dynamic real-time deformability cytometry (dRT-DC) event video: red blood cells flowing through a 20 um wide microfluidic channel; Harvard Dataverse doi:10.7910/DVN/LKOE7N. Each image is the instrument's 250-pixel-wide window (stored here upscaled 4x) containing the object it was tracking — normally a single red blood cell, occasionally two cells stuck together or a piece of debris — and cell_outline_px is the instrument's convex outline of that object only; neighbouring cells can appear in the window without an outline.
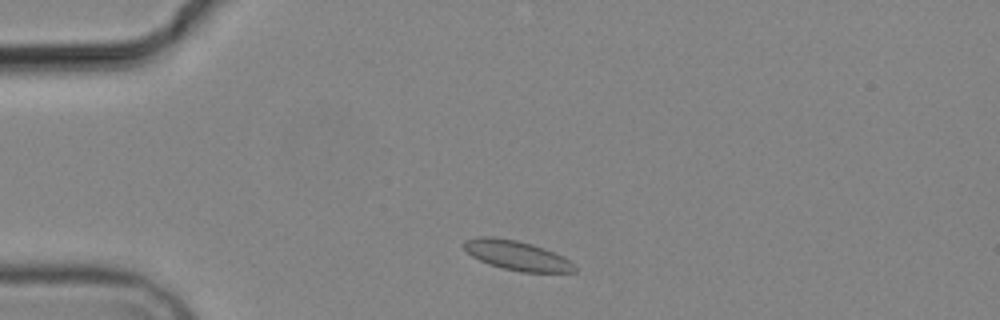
{"species": "common noctule bat (a hibernating species)", "species_latin": "Nyctalus noctula", "temperature_condition": "cold", "stored_images_in_passage": 5, "camera_frame_rate_fps": 3000, "um_per_image_px": 0.085, "animal": {"sex": "male", "body_mass_g": 19.2, "forearm_length_mm": 51.8}, "frame": {"image": 1, "passage_image": 1, "time_ms": 0.0, "image_size_px": [1000, 320], "cell_outline_px": [[576, 272], [520, 272], [488, 264], [472, 256], [460, 244], [464, 240], [480, 236], [492, 236], [516, 240], [532, 244], [544, 248], [564, 256], [576, 264]], "centroid_in_image_um": [43.94, 21.7], "position_along_channel_um": 41.1, "area_um2": 19.25}}
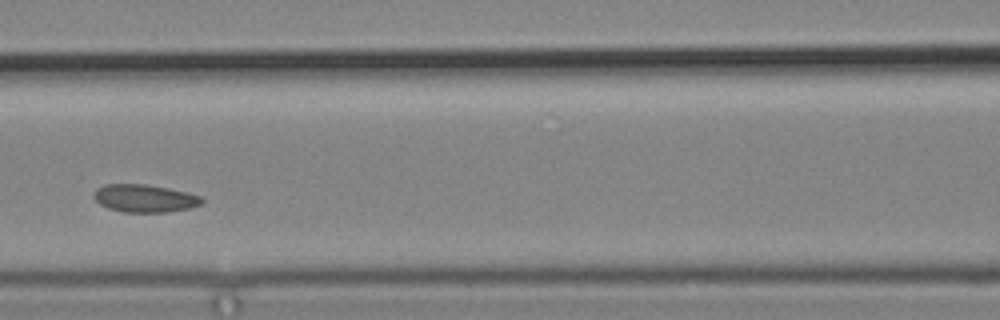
{"frame": {"image": 2, "passage_image": 4, "time_ms": 4.0, "image_size_px": [1000, 320], "cell_outline_px": [[204, 200], [200, 204], [188, 208], [168, 212], [124, 212], [108, 208], [100, 204], [92, 196], [96, 188], [104, 184], [144, 184], [168, 188], [188, 192], [200, 196]], "centroid_in_image_um": [12.26, 16.85], "position_along_channel_um": 154.3, "area_um2": 17.46}}
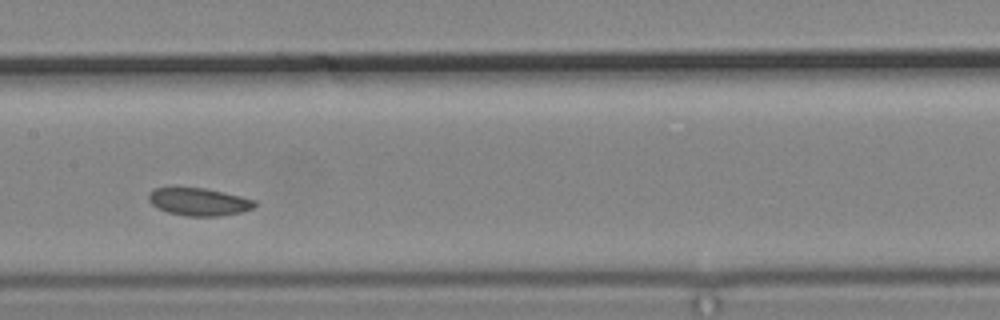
{"frame": {"image": 3, "passage_image": 5, "time_ms": 5.0, "image_size_px": [1000, 320], "cell_outline_px": [[256, 204], [252, 208], [240, 212], [216, 216], [184, 216], [168, 212], [156, 208], [148, 200], [148, 192], [152, 188], [204, 188], [240, 196], [256, 200]], "centroid_in_image_um": [16.85, 17.15], "position_along_channel_um": 190.5, "area_um2": 16.99}}